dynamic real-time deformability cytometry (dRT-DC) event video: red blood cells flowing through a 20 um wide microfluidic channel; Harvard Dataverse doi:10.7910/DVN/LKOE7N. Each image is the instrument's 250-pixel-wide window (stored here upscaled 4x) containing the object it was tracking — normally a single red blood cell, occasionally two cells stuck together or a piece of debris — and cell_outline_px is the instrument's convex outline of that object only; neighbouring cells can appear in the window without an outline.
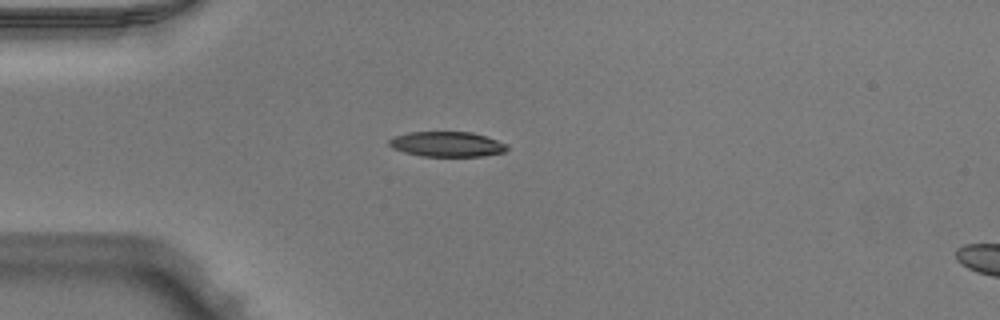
{"species": "Egyptian fruit bat (a non-hibernating species)", "species_latin": "Rousettus aegyptiacus", "temperature_condition": "warm", "stored_images_in_passage": 38, "camera_frame_rate_fps": 3000, "um_per_image_px": 0.085, "animal": {"sex": "male"}, "frame": {"image": 1, "passage_image": 1, "time_ms": 0.0, "image_size_px": [1000, 320], "cell_outline_px": [[508, 148], [504, 152], [484, 156], [420, 156], [404, 152], [392, 148], [388, 144], [388, 140], [392, 136], [408, 132], [472, 132], [508, 144]], "centroid_in_image_um": [37.96, 12.25], "position_along_channel_um": 47.0, "area_um2": 17.34}}
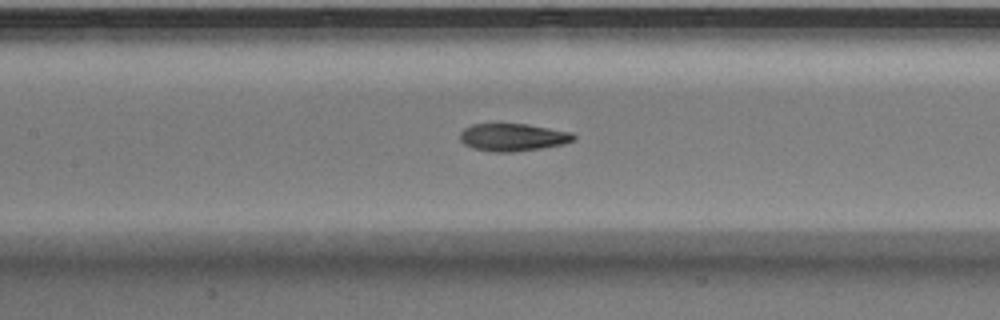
{"frame": {"image": 2, "passage_image": 11, "time_ms": 3.333, "image_size_px": [1000, 320], "cell_outline_px": [[576, 140], [564, 144], [540, 148], [512, 152], [492, 152], [472, 148], [464, 144], [460, 140], [460, 132], [464, 128], [472, 124], [528, 124], [572, 132], [576, 136]], "centroid_in_image_um": [43.6, 11.67], "position_along_channel_um": 163.8, "area_um2": 18.38}}
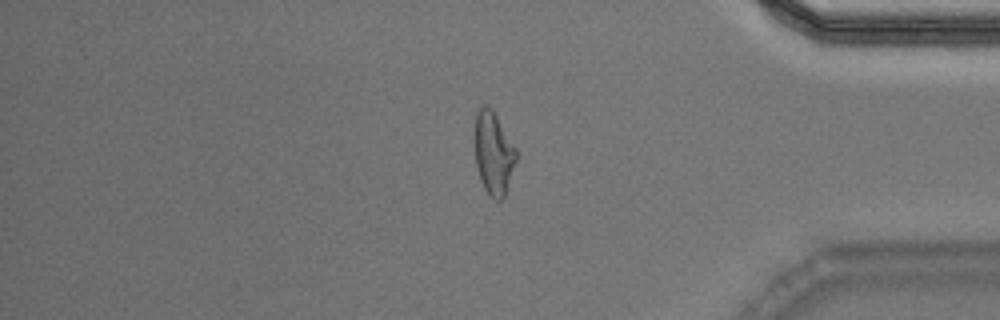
{"frame": {"image": 3, "passage_image": 30, "time_ms": 9.667, "image_size_px": [1000, 320], "cell_outline_px": [[516, 160], [504, 196], [500, 200], [496, 200], [484, 188], [480, 180], [476, 164], [472, 144], [472, 132], [476, 112], [484, 104], [492, 108], [516, 148]], "centroid_in_image_um": [41.88, 12.94], "position_along_channel_um": 393.3, "area_um2": 20.4}, "authors_computed_cell_mechanics": {"area_um2": 18.8139, "velocity_mm_per_s": 3.989, "shape_relaxation_time_tau1_ms": 6.2559, "shape_relaxation_time_tau2_ms": 1.4247, "deformation_change_tau1": 0.2401, "deformation_change_tau2": 0.0754}}